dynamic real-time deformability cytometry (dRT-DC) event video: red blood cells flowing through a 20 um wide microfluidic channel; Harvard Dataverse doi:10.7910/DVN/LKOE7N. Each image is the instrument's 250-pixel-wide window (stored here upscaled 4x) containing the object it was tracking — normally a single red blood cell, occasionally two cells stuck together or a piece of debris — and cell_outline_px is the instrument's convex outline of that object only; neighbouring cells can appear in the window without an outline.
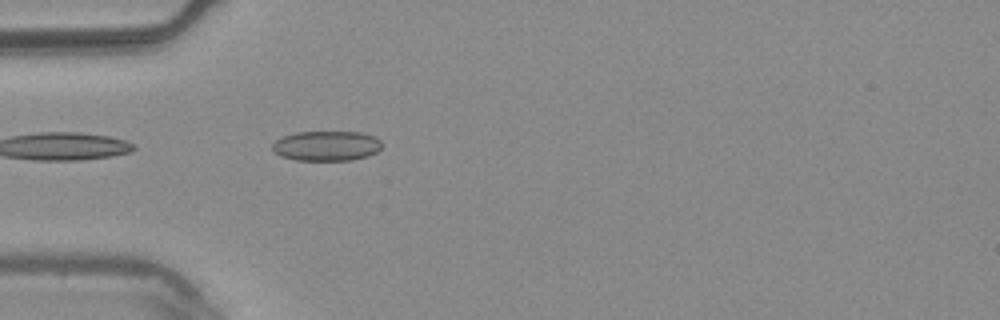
{"species": "common noctule bat (a hibernating species)", "species_latin": "Nyctalus noctula", "temperature_condition": "warm", "stored_images_in_passage": 4, "camera_frame_rate_fps": 3000, "um_per_image_px": 0.085, "animal": {"sex": "male", "body_mass_g": 20.4}, "frame": {"image": 1, "passage_image": 4, "time_ms": 1.0, "image_size_px": [1000, 320], "cell_outline_px": [[380, 148], [376, 152], [368, 156], [352, 160], [296, 160], [280, 156], [272, 152], [272, 144], [276, 140], [284, 136], [296, 132], [360, 132], [376, 136], [380, 140]], "centroid_in_image_um": [27.73, 12.4], "position_along_channel_um": 57.3, "area_um2": 19.19}}